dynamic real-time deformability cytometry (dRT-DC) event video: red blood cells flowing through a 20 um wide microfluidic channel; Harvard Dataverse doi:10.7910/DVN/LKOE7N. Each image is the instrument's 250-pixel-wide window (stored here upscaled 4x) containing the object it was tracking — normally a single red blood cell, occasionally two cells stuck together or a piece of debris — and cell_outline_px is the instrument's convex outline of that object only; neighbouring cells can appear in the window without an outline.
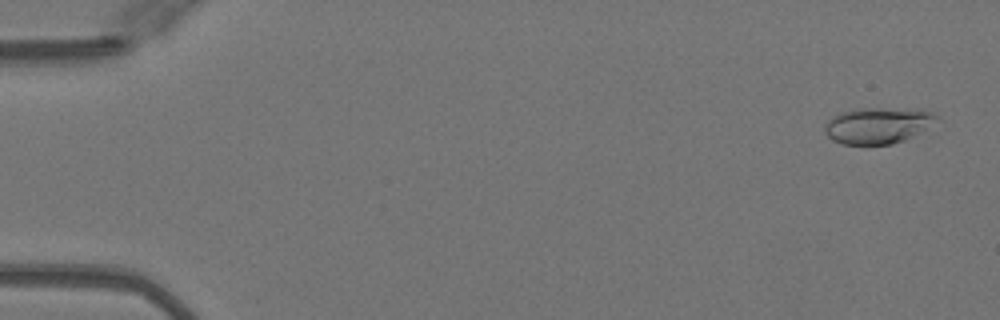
{"species": "Egyptian fruit bat (a non-hibernating species)", "species_latin": "Rousettus aegyptiacus", "temperature_condition": "warm", "stored_images_in_passage": 50, "camera_frame_rate_fps": 3000, "um_per_image_px": 0.085, "animal": {"sex": "female"}, "frame": {"image": 1, "passage_image": 2, "time_ms": 0.333, "image_size_px": [1000, 320], "cell_outline_px": [[940, 116], [924, 128], [904, 140], [892, 144], [844, 144], [832, 140], [824, 132], [824, 124], [832, 116], [840, 112], [852, 108], [880, 108], [932, 112]], "centroid_in_image_um": [74.49, 10.66], "position_along_channel_um": 10.5, "area_um2": 23.06}}
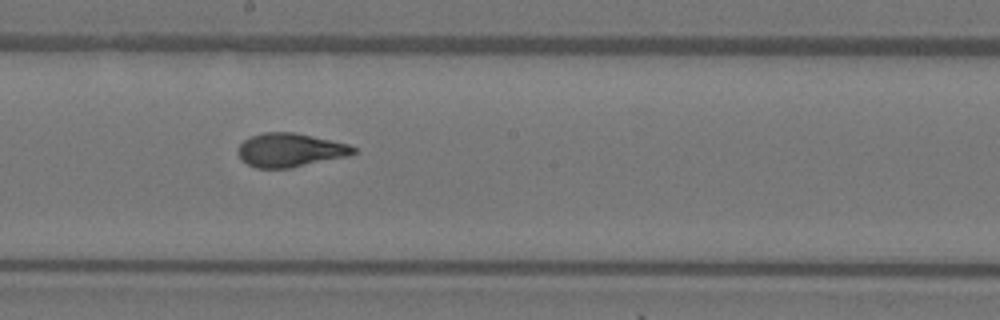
{"frame": {"image": 2, "passage_image": 28, "time_ms": 9.0, "image_size_px": [1000, 320], "cell_outline_px": [[356, 152], [348, 156], [292, 168], [256, 168], [240, 160], [236, 152], [240, 144], [244, 140], [252, 136], [264, 132], [296, 132], [348, 144], [356, 148]], "centroid_in_image_um": [24.64, 12.76], "position_along_channel_um": 223.6, "area_um2": 22.83}}
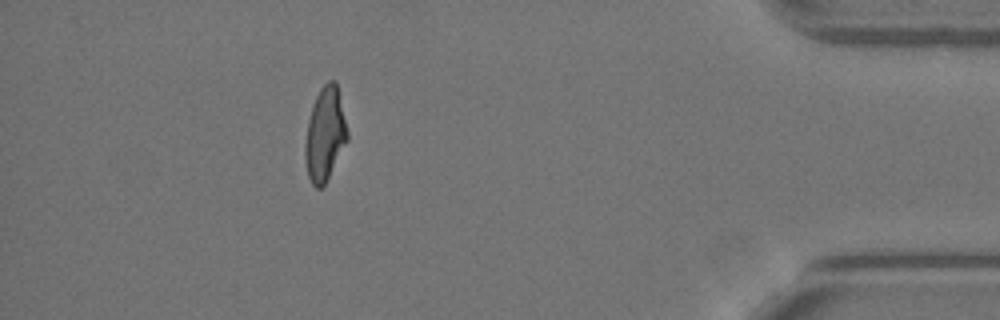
{"frame": {"image": 3, "passage_image": 45, "time_ms": 14.667, "image_size_px": [1000, 320], "cell_outline_px": [[348, 140], [324, 184], [320, 188], [316, 188], [312, 184], [308, 176], [304, 160], [304, 144], [308, 120], [312, 104], [320, 88], [328, 80], [336, 80], [348, 132]], "centroid_in_image_um": [27.6, 11.39], "position_along_channel_um": 407.6, "area_um2": 23.06}, "authors_computed_cell_mechanics": {"area_um2": 22.7443, "velocity_mm_per_s": 4.095, "shape_relaxation_time_tau1_ms": 4.8846, "shape_relaxation_time_tau2_ms": 0.6494, "deformation_change_tau1": 0.2013, "deformation_change_tau2": 0.061}}